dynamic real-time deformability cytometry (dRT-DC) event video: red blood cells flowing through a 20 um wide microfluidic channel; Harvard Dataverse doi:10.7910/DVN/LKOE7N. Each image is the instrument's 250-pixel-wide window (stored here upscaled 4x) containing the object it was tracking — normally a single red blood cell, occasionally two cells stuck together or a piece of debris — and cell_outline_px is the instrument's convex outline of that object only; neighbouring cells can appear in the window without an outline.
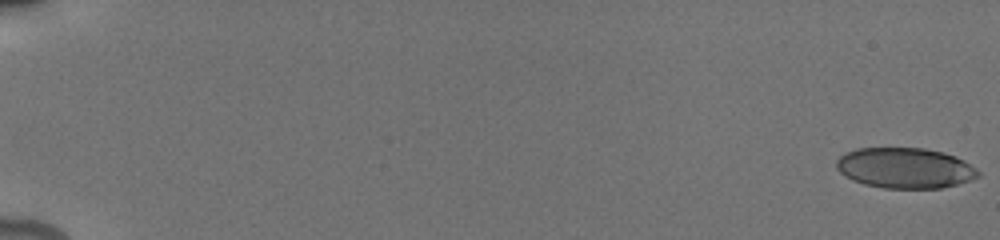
{"species": "human", "species_latin": "Homo sapiens", "temperature_condition": "cold", "stored_images_in_passage": 38, "camera_frame_rate_fps": 3000, "um_per_image_px": 0.085, "donor": {"sex": "male"}, "frame": {"image": 1, "passage_image": 1, "time_ms": 0.0, "image_size_px": [1000, 240], "cell_outline_px": [[980, 176], [956, 184], [940, 188], [884, 188], [864, 184], [852, 180], [844, 176], [836, 168], [836, 160], [844, 152], [856, 148], [924, 148], [944, 152], [956, 156], [964, 160], [976, 168], [980, 172]], "centroid_in_image_um": [76.9, 14.27], "position_along_channel_um": 8.1, "area_um2": 33.64}}
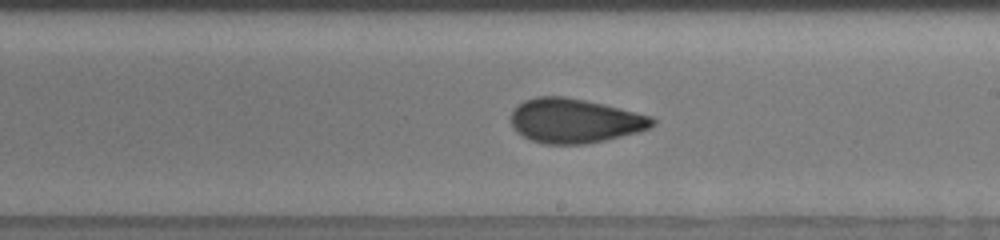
{"frame": {"image": 2, "passage_image": 30, "time_ms": 11.333, "image_size_px": [1000, 240], "cell_outline_px": [[656, 124], [648, 128], [636, 132], [604, 140], [584, 144], [544, 144], [532, 140], [516, 132], [512, 128], [512, 108], [524, 100], [536, 96], [564, 96], [604, 104], [652, 116], [656, 120]], "centroid_in_image_um": [48.83, 10.25], "position_along_channel_um": 240.2, "area_um2": 36.53}}
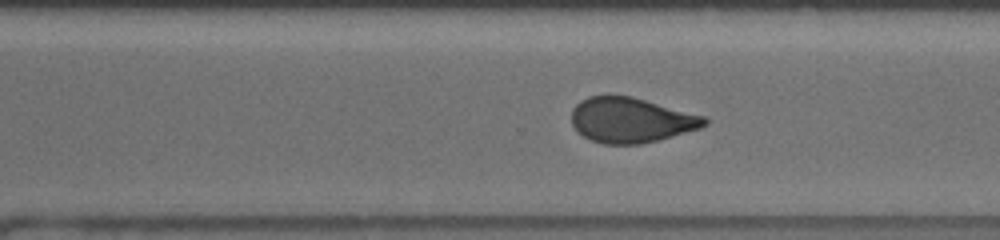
{"frame": {"image": 3, "passage_image": 36, "time_ms": 13.333, "image_size_px": [1000, 240], "cell_outline_px": [[708, 124], [700, 128], [656, 140], [640, 144], [604, 144], [592, 140], [584, 136], [572, 124], [572, 108], [580, 100], [588, 96], [608, 92], [632, 96], [708, 116]], "centroid_in_image_um": [53.64, 10.15], "position_along_channel_um": 317.0, "area_um2": 35.55}}